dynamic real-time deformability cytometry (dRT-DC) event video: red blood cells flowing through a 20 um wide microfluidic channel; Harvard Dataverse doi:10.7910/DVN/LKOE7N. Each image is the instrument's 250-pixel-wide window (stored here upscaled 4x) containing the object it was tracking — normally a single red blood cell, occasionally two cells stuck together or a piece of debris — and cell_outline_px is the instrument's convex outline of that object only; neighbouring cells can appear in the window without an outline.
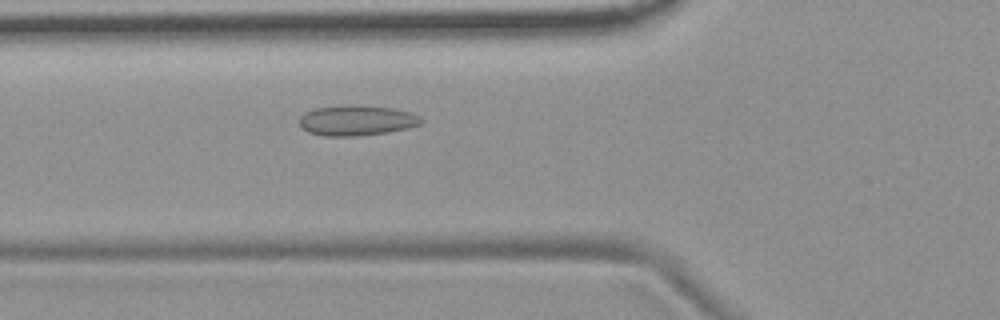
{"species": "common noctule bat (a hibernating species)", "species_latin": "Nyctalus noctula", "temperature_condition": "room temperature", "stored_images_in_passage": 52, "camera_frame_rate_fps": 3000, "um_per_image_px": 0.085, "animal": {"sex": "female", "body_mass_g": 19.9}, "frame": {"image": 1, "passage_image": 16, "time_ms": 5.0, "image_size_px": [1000, 320], "cell_outline_px": [[424, 120], [420, 124], [408, 128], [384, 132], [356, 136], [324, 136], [308, 132], [300, 124], [300, 116], [304, 112], [316, 108], [348, 104], [352, 104], [392, 108], [408, 112], [420, 116]], "centroid_in_image_um": [30.3, 10.22], "position_along_channel_um": 95.5, "area_um2": 21.44}}
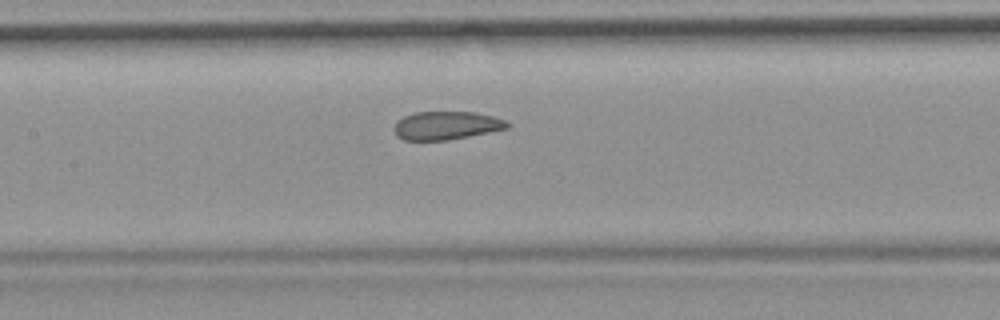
{"frame": {"image": 2, "passage_image": 22, "time_ms": 7.0, "image_size_px": [1000, 320], "cell_outline_px": [[512, 124], [508, 128], [468, 136], [444, 140], [404, 140], [396, 136], [392, 128], [396, 120], [412, 112], [476, 112], [508, 120]], "centroid_in_image_um": [37.91, 10.65], "position_along_channel_um": 169.5, "area_um2": 18.84}}
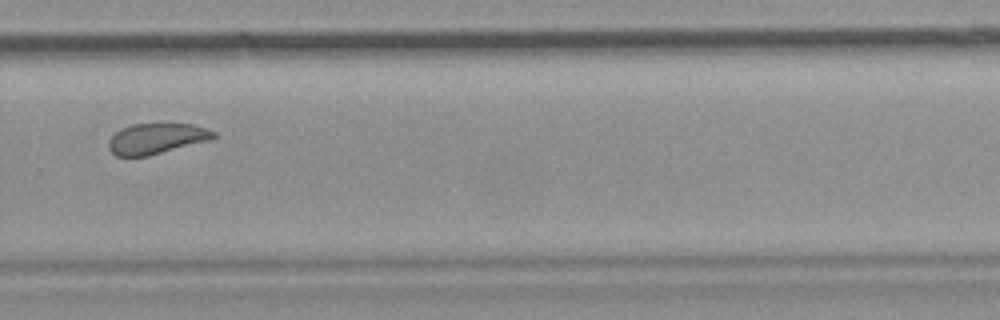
{"frame": {"image": 3, "passage_image": 34, "time_ms": 11.0, "image_size_px": [1000, 320], "cell_outline_px": [[216, 136], [212, 140], [148, 156], [116, 156], [108, 148], [108, 140], [120, 128], [132, 124], [192, 124], [216, 132]], "centroid_in_image_um": [13.3, 11.79], "position_along_channel_um": 316.5, "area_um2": 18.79}}